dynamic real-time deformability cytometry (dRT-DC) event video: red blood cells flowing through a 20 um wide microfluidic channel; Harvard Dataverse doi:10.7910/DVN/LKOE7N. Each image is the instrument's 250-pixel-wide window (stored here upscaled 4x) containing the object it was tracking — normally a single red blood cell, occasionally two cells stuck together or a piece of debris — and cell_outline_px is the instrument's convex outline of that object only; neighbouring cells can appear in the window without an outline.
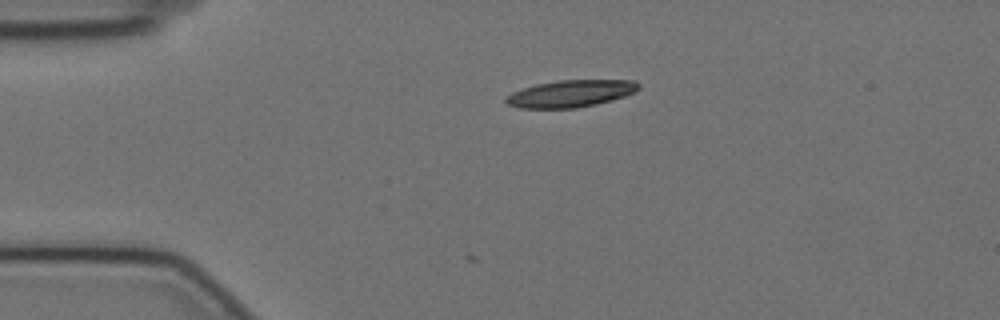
{"species": "Egyptian fruit bat (a non-hibernating species)", "species_latin": "Rousettus aegyptiacus", "temperature_condition": "cold", "stored_images_in_passage": 4, "camera_frame_rate_fps": 3000, "um_per_image_px": 0.085, "animal": {"sex": "female"}, "frame": {"image": 1, "passage_image": 1, "time_ms": 0.0, "image_size_px": [1000, 320], "cell_outline_px": [[640, 88], [624, 96], [612, 100], [596, 104], [576, 108], [520, 108], [508, 104], [504, 100], [504, 96], [512, 92], [536, 84], [556, 80], [636, 80], [640, 84]], "centroid_in_image_um": [48.49, 7.95], "position_along_channel_um": 36.5, "area_um2": 20.92}}